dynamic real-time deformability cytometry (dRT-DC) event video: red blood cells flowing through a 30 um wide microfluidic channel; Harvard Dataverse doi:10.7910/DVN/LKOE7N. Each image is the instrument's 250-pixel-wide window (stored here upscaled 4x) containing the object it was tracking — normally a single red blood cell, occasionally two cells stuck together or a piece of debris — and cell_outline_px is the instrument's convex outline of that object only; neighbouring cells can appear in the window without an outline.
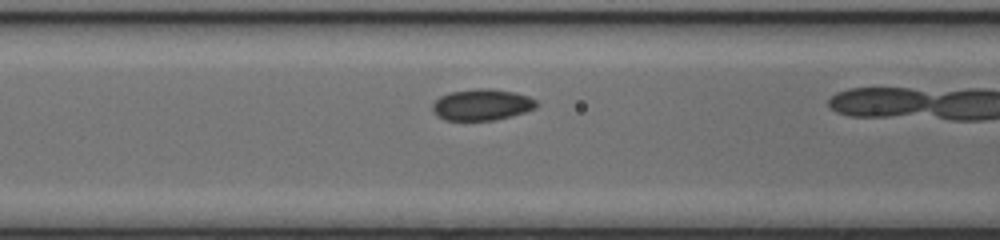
{"species": "common noctule bat (a hibernating species)", "species_latin": "Nyctalus noctula", "temperature_condition": "cold", "stored_images_in_passage": 7, "camera_frame_rate_fps": 3000, "um_per_image_px": 0.085, "animal": {"sex": "female", "body_mass_g": 17.0, "forearm_length_mm": 48.0}, "frame": {"image": 1, "passage_image": 6, "time_ms": 1.667, "image_size_px": [1000, 240], "cell_outline_px": [[540, 104], [536, 108], [512, 116], [496, 120], [444, 120], [436, 116], [432, 108], [432, 104], [440, 96], [448, 92], [476, 88], [488, 88], [516, 92], [528, 96], [536, 100]], "centroid_in_image_um": [40.97, 8.89], "position_along_channel_um": 125.6, "area_um2": 19.25}}